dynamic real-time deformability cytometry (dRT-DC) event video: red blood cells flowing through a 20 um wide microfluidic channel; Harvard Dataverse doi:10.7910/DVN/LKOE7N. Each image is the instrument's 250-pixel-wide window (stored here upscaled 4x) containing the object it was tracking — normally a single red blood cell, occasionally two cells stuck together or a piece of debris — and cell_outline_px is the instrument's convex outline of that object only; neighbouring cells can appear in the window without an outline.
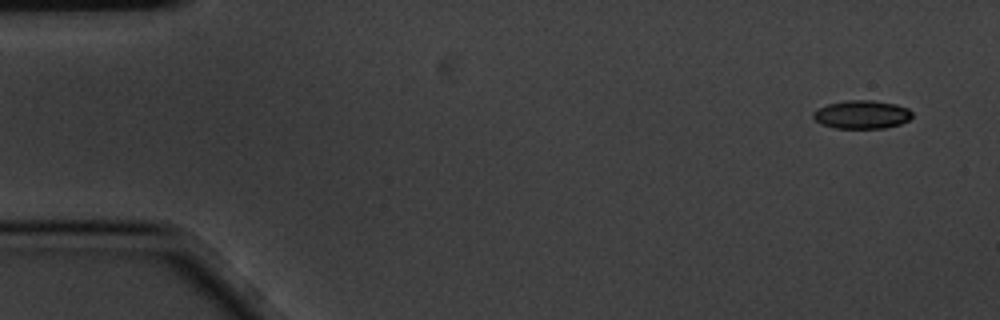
{"species": "common noctule bat (a hibernating species)", "species_latin": "Nyctalus noctula", "temperature_condition": "cold", "stored_images_in_passage": 4, "segment_of_instrument_passage": [2, 2], "camera_frame_rate_fps": 3000, "um_per_image_px": 0.085, "animal": {"sex": "male", "body_mass_g": 20.1, "forearm_length_mm": 53.5}, "frame": {"image": 1, "passage_image": 4, "time_ms": 1.0, "image_size_px": [1000, 320], "cell_outline_px": [[912, 116], [908, 120], [900, 124], [884, 128], [836, 128], [820, 124], [812, 116], [812, 112], [816, 108], [828, 104], [848, 100], [872, 100], [896, 104], [908, 108], [912, 112]], "centroid_in_image_um": [73.23, 9.73], "position_along_channel_um": 11.8, "area_um2": 16.42}}